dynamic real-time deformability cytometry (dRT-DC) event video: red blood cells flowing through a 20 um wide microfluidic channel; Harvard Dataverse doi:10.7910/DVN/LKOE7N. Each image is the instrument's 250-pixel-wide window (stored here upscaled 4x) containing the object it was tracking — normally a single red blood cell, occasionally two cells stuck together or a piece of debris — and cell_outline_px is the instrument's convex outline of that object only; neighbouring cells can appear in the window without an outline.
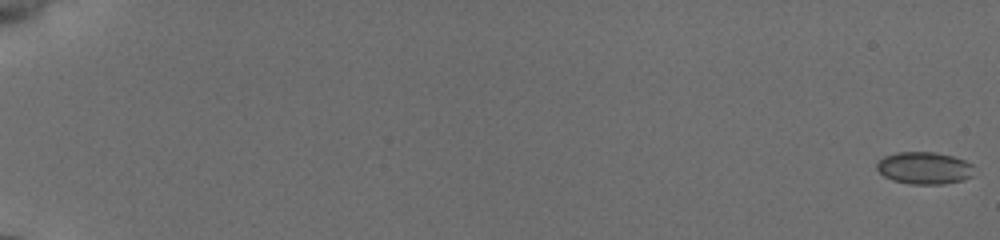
{"species": "common noctule bat (a hibernating species)", "species_latin": "Nyctalus noctula", "temperature_condition": "cold", "stored_images_in_passage": 34, "camera_frame_rate_fps": 3000, "um_per_image_px": 0.085, "animal": {"sex": "female", "body_mass_g": 19.5, "forearm_length_mm": 54.1}, "frame": {"image": 1, "passage_image": 1, "time_ms": 0.0, "image_size_px": [1000, 240], "cell_outline_px": [[972, 176], [964, 180], [944, 184], [908, 184], [892, 180], [884, 176], [876, 168], [876, 164], [884, 156], [896, 152], [932, 152], [952, 156], [964, 160], [972, 164]], "centroid_in_image_um": [78.55, 14.29], "position_along_channel_um": 6.5, "area_um2": 18.26}}
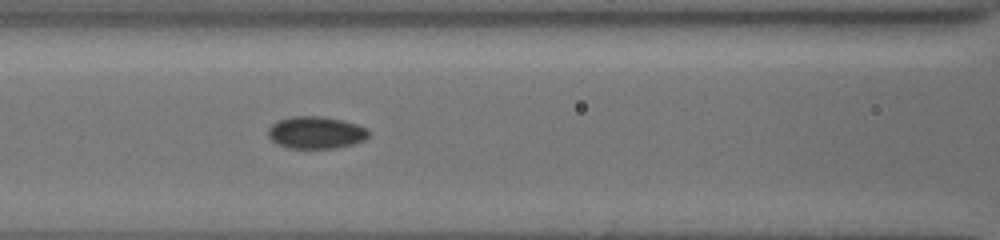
{"frame": {"image": 2, "passage_image": 24, "time_ms": 9.0, "image_size_px": [1000, 240], "cell_outline_px": [[368, 136], [364, 140], [352, 144], [336, 148], [288, 148], [276, 144], [268, 136], [268, 128], [276, 120], [292, 116], [320, 116], [340, 120], [356, 124], [364, 128], [368, 132]], "centroid_in_image_um": [26.79, 11.27], "position_along_channel_um": 139.8, "area_um2": 18.79}}
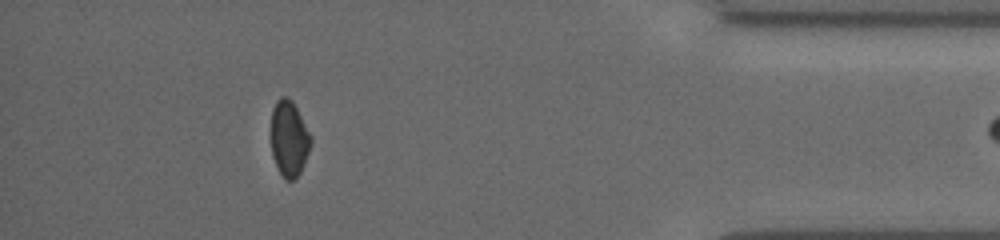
{"frame": {"image": 3, "passage_image": 33, "time_ms": 17.0, "image_size_px": [1000, 240], "cell_outline_px": [[312, 140], [308, 152], [300, 172], [292, 180], [284, 180], [272, 156], [268, 136], [272, 108], [276, 100], [280, 96], [288, 96], [292, 100], [312, 136]], "centroid_in_image_um": [24.51, 11.72], "position_along_channel_um": 410.7, "area_um2": 18.15}}